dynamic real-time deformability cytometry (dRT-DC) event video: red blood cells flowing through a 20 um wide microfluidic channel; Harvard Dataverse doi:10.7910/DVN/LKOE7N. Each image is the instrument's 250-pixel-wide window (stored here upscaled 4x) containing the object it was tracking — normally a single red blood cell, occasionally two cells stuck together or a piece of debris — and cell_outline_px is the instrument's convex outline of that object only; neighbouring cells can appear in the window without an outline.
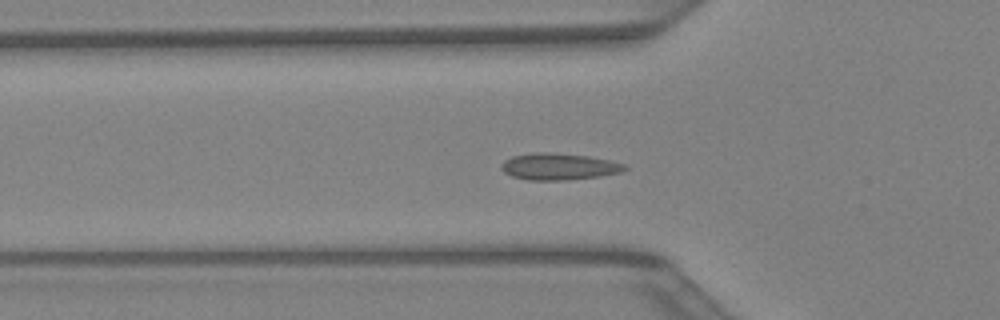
{"species": "Egyptian fruit bat (a non-hibernating species)", "species_latin": "Rousettus aegyptiacus", "temperature_condition": "warm", "stored_images_in_passage": 43, "camera_frame_rate_fps": 3000, "um_per_image_px": 0.085, "animal": {"sex": "female"}, "frame": {"image": 1, "passage_image": 14, "time_ms": 4.333, "image_size_px": [1000, 320], "cell_outline_px": [[628, 168], [624, 172], [600, 176], [568, 180], [528, 180], [512, 176], [504, 172], [500, 168], [500, 164], [504, 160], [512, 156], [536, 152], [548, 152], [588, 156], [628, 164]], "centroid_in_image_um": [47.52, 14.16], "position_along_channel_um": 78.3, "area_um2": 19.36}}
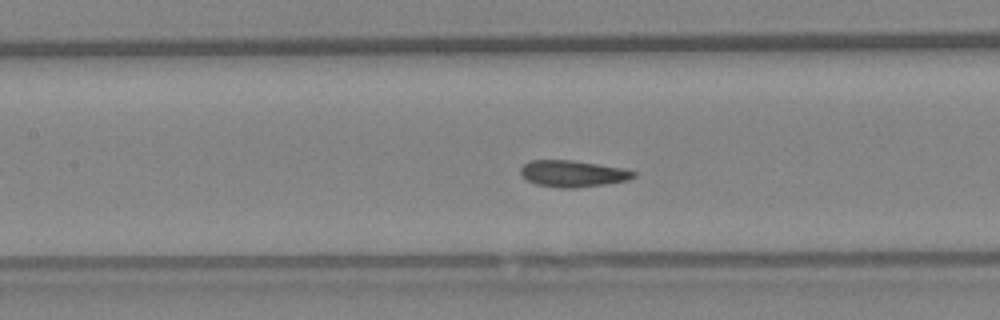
{"frame": {"image": 2, "passage_image": 19, "time_ms": 6.0, "image_size_px": [1000, 320], "cell_outline_px": [[636, 176], [628, 180], [604, 184], [576, 188], [560, 188], [536, 184], [528, 180], [520, 172], [520, 168], [528, 160], [572, 160], [624, 168], [636, 172]], "centroid_in_image_um": [48.7, 14.75], "position_along_channel_um": 158.7, "area_um2": 17.46}}
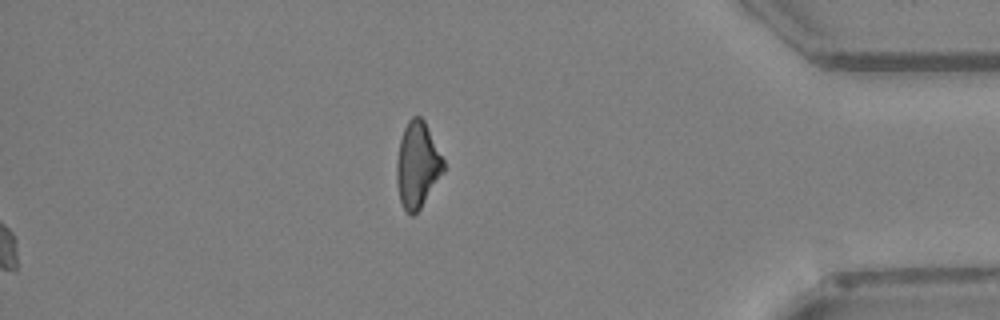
{"frame": {"image": 3, "passage_image": 43, "time_ms": 14.0, "image_size_px": [1000, 320], "cell_outline_px": [[444, 172], [420, 208], [412, 216], [404, 208], [400, 200], [396, 184], [396, 160], [400, 140], [404, 128], [408, 120], [412, 116], [420, 116], [424, 120], [444, 160]], "centroid_in_image_um": [35.47, 14.0], "position_along_channel_um": 399.7, "area_um2": 23.35}}